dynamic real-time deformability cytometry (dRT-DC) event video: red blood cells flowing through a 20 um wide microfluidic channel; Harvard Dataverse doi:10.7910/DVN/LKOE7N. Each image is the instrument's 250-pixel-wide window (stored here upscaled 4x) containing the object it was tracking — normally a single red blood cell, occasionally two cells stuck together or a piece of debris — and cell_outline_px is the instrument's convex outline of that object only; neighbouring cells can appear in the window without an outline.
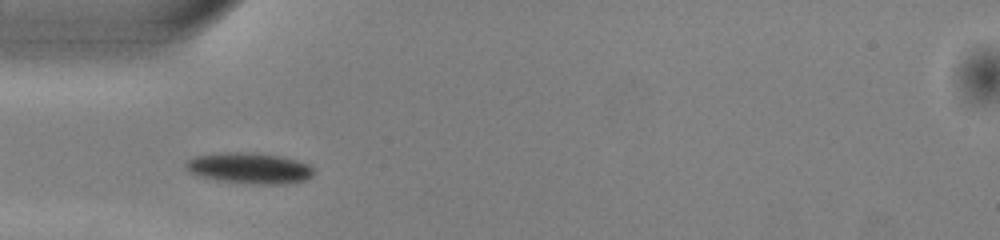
{"species": "common noctule bat (a hibernating species)", "species_latin": "Nyctalus noctula", "temperature_condition": "warm", "stored_images_in_passage": 38, "camera_frame_rate_fps": 3000, "um_per_image_px": 0.085, "animal": {"sex": "male", "body_mass_g": 13.0, "forearm_length_mm": 53.1}, "frame": {"image": 1, "passage_image": 3, "time_ms": 0.667, "image_size_px": [1000, 240], "cell_outline_px": [[312, 176], [304, 180], [284, 184], [244, 184], [216, 180], [200, 176], [188, 172], [184, 168], [184, 160], [192, 156], [224, 152], [244, 152], [280, 156], [296, 160], [308, 164], [312, 168]], "centroid_in_image_um": [21.1, 14.3], "position_along_channel_um": 63.9, "area_um2": 23.29}}
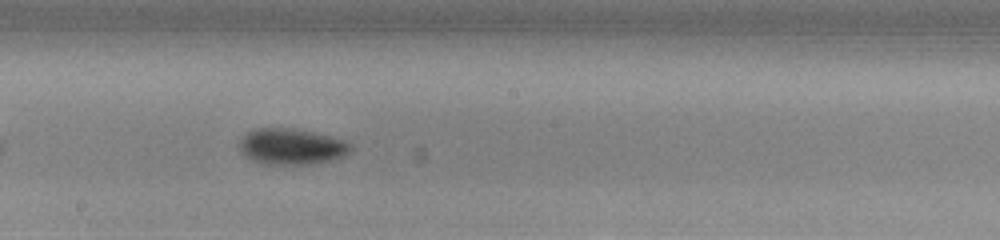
{"frame": {"image": 2, "passage_image": 15, "time_ms": 4.667, "image_size_px": [1000, 240], "cell_outline_px": [[352, 152], [344, 156], [332, 160], [312, 164], [264, 164], [252, 160], [244, 156], [240, 152], [236, 144], [248, 132], [256, 128], [296, 128], [348, 140], [352, 144]], "centroid_in_image_um": [24.8, 12.45], "position_along_channel_um": 223.4, "area_um2": 23.87}}
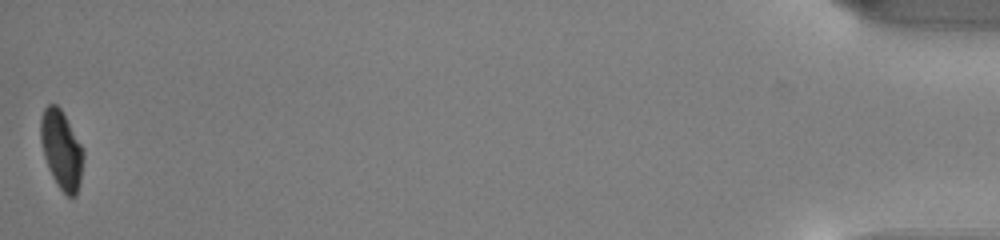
{"frame": {"image": 3, "passage_image": 38, "time_ms": 12.333, "image_size_px": [1000, 240], "cell_outline_px": [[84, 156], [80, 184], [76, 196], [68, 196], [56, 184], [48, 168], [44, 156], [40, 140], [40, 120], [44, 108], [48, 104], [56, 104], [60, 108], [84, 148]], "centroid_in_image_um": [5.23, 12.73], "position_along_channel_um": 430.0, "area_um2": 19.71}, "authors_computed_cell_mechanics": {"area_um2": 21.8195, "velocity_mm_per_s": 4.0171, "shape_relaxation_time_tau1_ms": 1.9203, "shape_relaxation_time_tau2_ms": null, "deformation_change_tau1": 0.1232, "deformation_change_tau2": null}}